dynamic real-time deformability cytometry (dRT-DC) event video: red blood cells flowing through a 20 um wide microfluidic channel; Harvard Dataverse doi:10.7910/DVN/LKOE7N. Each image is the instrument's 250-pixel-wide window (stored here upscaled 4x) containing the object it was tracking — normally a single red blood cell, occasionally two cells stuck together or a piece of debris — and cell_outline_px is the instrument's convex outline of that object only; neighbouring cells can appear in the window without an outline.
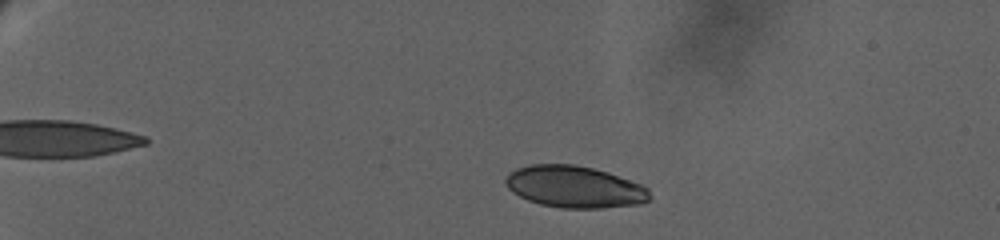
{"species": "human", "species_latin": "Homo sapiens", "temperature_condition": "warm", "stored_images_in_passage": 57, "camera_frame_rate_fps": 3000, "um_per_image_px": 0.085, "donor": {"sex": "female"}, "frame": {"image": 1, "passage_image": 9, "time_ms": 3.0, "image_size_px": [1000, 240], "cell_outline_px": [[652, 196], [648, 200], [640, 204], [600, 208], [560, 208], [540, 204], [528, 200], [512, 192], [508, 188], [504, 180], [516, 168], [528, 164], [576, 164], [608, 172], [640, 184], [648, 188]], "centroid_in_image_um": [48.84, 15.88], "position_along_channel_um": 36.2, "area_um2": 35.14}}
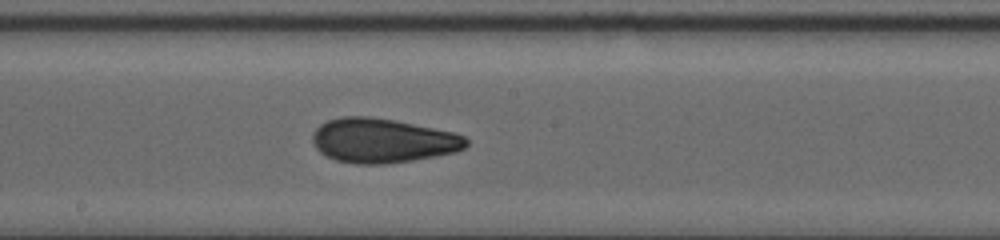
{"frame": {"image": 2, "passage_image": 33, "time_ms": 13.0, "image_size_px": [1000, 240], "cell_outline_px": [[468, 144], [464, 148], [456, 152], [436, 156], [412, 160], [384, 164], [356, 164], [336, 160], [320, 152], [316, 148], [312, 140], [312, 132], [320, 124], [328, 120], [344, 116], [368, 116], [392, 120], [456, 132], [464, 136], [468, 140]], "centroid_in_image_um": [32.52, 11.95], "position_along_channel_um": 215.7, "area_um2": 39.77}}
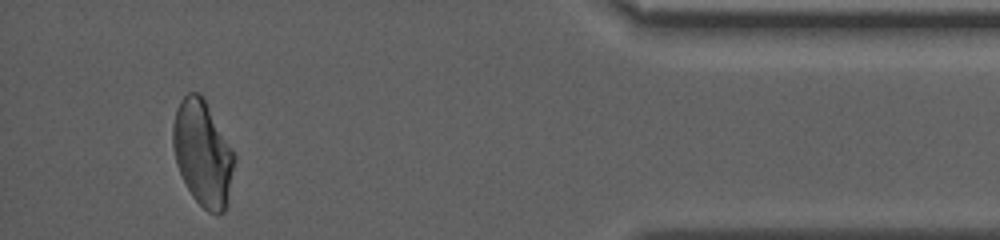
{"frame": {"image": 3, "passage_image": 53, "time_ms": 21.667, "image_size_px": [1000, 240], "cell_outline_px": [[236, 160], [228, 204], [224, 212], [216, 216], [208, 212], [192, 196], [176, 164], [172, 144], [172, 128], [176, 108], [180, 100], [188, 92], [200, 92], [204, 96], [232, 148], [236, 156]], "centroid_in_image_um": [17.25, 13.02], "position_along_channel_um": 417.9, "area_um2": 38.38}, "authors_computed_cell_mechanics": {"area_um2": 37.9746, "velocity_mm_per_s": 2.7959, "shape_relaxation_time_tau1_ms": null, "shape_relaxation_time_tau2_ms": 1.8691, "deformation_change_tau1": null, "deformation_change_tau2": 0.0681}}